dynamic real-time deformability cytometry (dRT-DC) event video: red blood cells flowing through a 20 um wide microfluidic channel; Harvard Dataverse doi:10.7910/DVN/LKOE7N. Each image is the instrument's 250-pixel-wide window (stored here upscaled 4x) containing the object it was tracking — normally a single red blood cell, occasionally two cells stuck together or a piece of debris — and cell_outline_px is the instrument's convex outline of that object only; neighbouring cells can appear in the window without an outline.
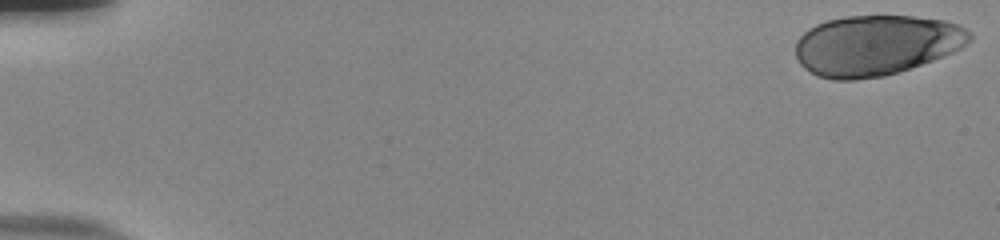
{"species": "human", "species_latin": "Homo sapiens", "temperature_condition": "room temperature", "stored_images_in_passage": 46, "camera_frame_rate_fps": 3000, "um_per_image_px": 0.085, "donor": {"sex": "male"}, "frame": {"image": 1, "passage_image": 1, "time_ms": 0.0, "image_size_px": [1000, 240], "cell_outline_px": [[972, 40], [968, 44], [944, 56], [884, 76], [856, 80], [832, 80], [816, 76], [804, 68], [800, 64], [796, 56], [796, 40], [808, 28], [816, 24], [828, 20], [844, 16], [912, 16], [944, 20], [960, 24], [972, 32]], "centroid_in_image_um": [74.47, 3.84], "position_along_channel_um": 10.5, "area_um2": 61.61}}
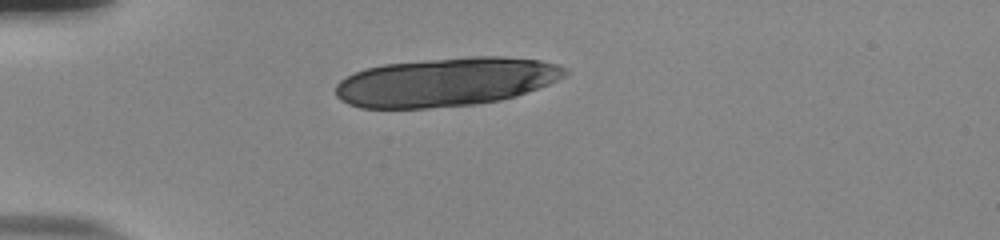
{"frame": {"image": 2, "passage_image": 15, "time_ms": 4.667, "image_size_px": [1000, 240], "cell_outline_px": [[568, 76], [548, 84], [516, 96], [500, 100], [476, 104], [428, 108], [360, 108], [348, 104], [340, 100], [336, 96], [336, 84], [340, 80], [364, 68], [384, 64], [424, 60], [468, 56], [504, 56], [540, 60], [560, 64], [568, 68]], "centroid_in_image_um": [37.94, 6.96], "position_along_channel_um": 47.1, "area_um2": 65.6}}
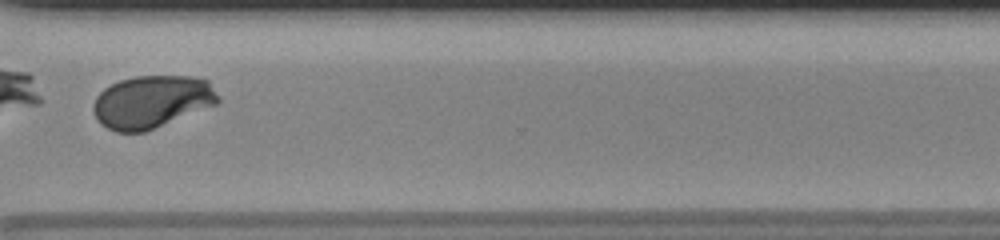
{"frame": {"image": 3, "passage_image": 42, "time_ms": 13.667, "image_size_px": [1000, 240], "cell_outline_px": [[220, 100], [216, 104], [144, 132], [116, 132], [100, 124], [92, 108], [92, 104], [96, 96], [104, 88], [120, 80], [132, 76], [192, 76], [208, 80], [220, 96]], "centroid_in_image_um": [12.89, 8.63], "position_along_channel_um": 357.7, "area_um2": 38.26}, "authors_computed_cell_mechanics": {"area_um2": 40.0843, "velocity_mm_per_s": 3.8588, "shape_relaxation_time_tau1_ms": 1.1156, "shape_relaxation_time_tau2_ms": null, "deformation_change_tau1": 0.3087, "deformation_change_tau2": null}}